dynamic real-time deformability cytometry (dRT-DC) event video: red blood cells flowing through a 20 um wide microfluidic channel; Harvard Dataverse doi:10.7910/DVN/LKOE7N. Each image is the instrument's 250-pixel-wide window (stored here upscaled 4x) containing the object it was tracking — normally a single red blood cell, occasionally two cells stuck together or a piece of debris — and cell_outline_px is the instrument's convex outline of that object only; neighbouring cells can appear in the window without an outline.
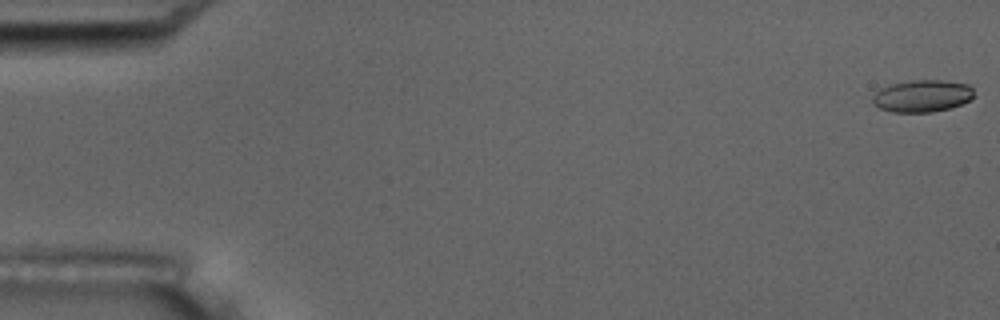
{"species": "common noctule bat (a hibernating species)", "species_latin": "Nyctalus noctula", "temperature_condition": "room temperature", "stored_images_in_passage": 4, "camera_frame_rate_fps": 3000, "um_per_image_px": 0.085, "animal": {"sex": "male", "body_mass_g": 17.5, "forearm_length_mm": 52.3}, "frame": {"image": 1, "passage_image": 1, "time_ms": 0.0, "image_size_px": [1000, 320], "cell_outline_px": [[976, 96], [960, 104], [948, 108], [932, 112], [892, 112], [880, 108], [872, 100], [872, 96], [880, 88], [888, 84], [908, 80], [940, 80], [968, 84], [972, 88]], "centroid_in_image_um": [78.38, 8.14], "position_along_channel_um": 6.6, "area_um2": 19.02}}